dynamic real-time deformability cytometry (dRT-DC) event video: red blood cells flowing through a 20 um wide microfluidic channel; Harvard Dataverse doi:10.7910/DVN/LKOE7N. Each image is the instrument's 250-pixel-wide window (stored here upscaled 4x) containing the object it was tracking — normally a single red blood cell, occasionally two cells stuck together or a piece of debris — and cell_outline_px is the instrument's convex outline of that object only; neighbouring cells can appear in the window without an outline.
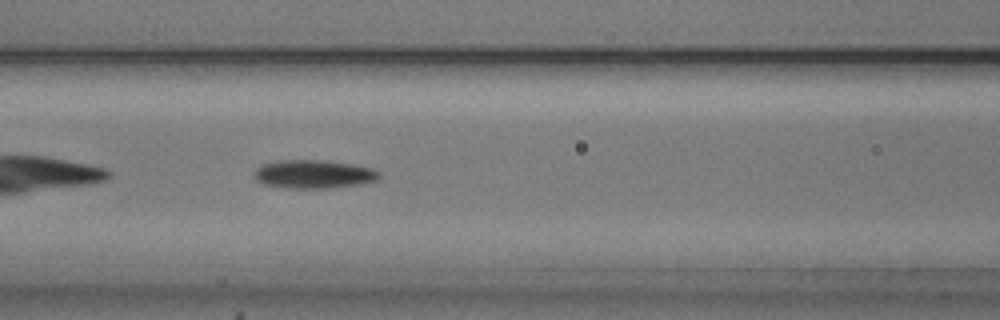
{"species": "common noctule bat (a hibernating species)", "species_latin": "Nyctalus noctula", "temperature_condition": "cold", "stored_images_in_passage": 38, "camera_frame_rate_fps": 3000, "um_per_image_px": 0.085, "animal": {"sex": "male", "body_mass_g": 20.5, "forearm_length_mm": 52.5}, "frame": {"image": 1, "passage_image": 7, "time_ms": 2.0, "image_size_px": [1000, 320], "cell_outline_px": [[380, 176], [376, 180], [360, 184], [324, 188], [288, 188], [264, 184], [256, 180], [256, 168], [260, 164], [276, 160], [320, 160], [352, 164], [372, 168], [380, 172]], "centroid_in_image_um": [26.65, 14.79], "position_along_channel_um": 140.0, "area_um2": 20.58}}
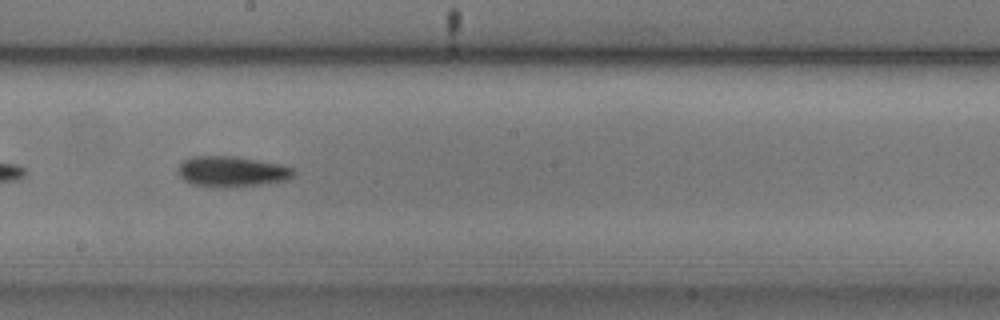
{"frame": {"image": 2, "passage_image": 14, "time_ms": 4.333, "image_size_px": [1000, 320], "cell_outline_px": [[296, 172], [288, 180], [260, 184], [228, 188], [216, 188], [192, 184], [184, 180], [180, 176], [176, 168], [184, 160], [192, 156], [236, 156], [284, 164], [292, 168]], "centroid_in_image_um": [19.7, 14.58], "position_along_channel_um": 228.5, "area_um2": 20.98}}
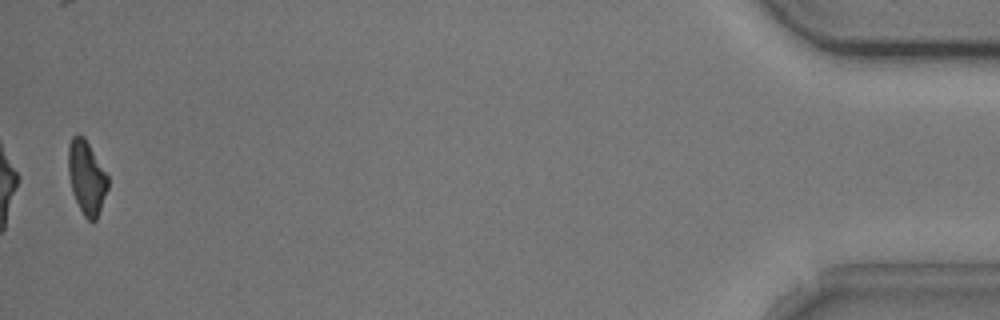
{"frame": {"image": 3, "passage_image": 37, "time_ms": 12.0, "image_size_px": [1000, 320], "cell_outline_px": [[108, 188], [96, 220], [92, 224], [84, 216], [72, 192], [68, 172], [68, 144], [72, 136], [76, 132], [80, 132], [84, 136], [108, 176]], "centroid_in_image_um": [7.34, 15.05], "position_along_channel_um": 427.9, "area_um2": 17.11}, "authors_computed_cell_mechanics": {"area_um2": 19.1029, "velocity_mm_per_s": 3.8006, "shape_relaxation_time_tau1_ms": 2.441, "shape_relaxation_time_tau2_ms": null, "deformation_change_tau1": 0.1173, "deformation_change_tau2": null}}